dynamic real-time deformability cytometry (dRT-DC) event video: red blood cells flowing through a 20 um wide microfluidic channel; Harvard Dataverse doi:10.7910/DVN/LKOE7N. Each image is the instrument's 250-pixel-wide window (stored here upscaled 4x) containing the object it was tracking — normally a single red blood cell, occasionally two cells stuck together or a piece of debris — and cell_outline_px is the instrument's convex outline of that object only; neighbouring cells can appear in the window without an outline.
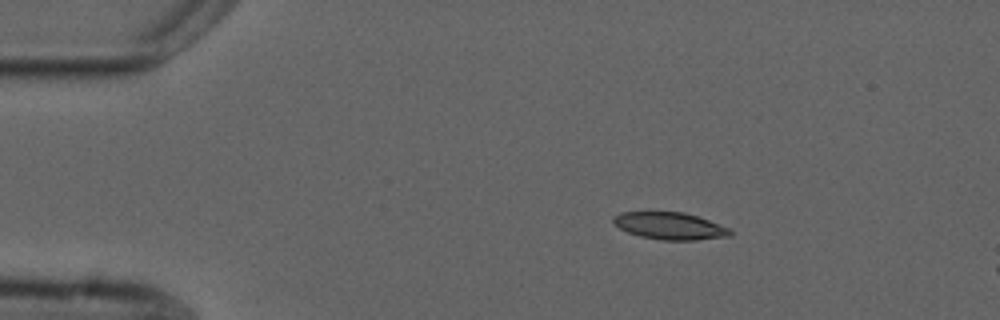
{"species": "common noctule bat (a hibernating species)", "species_latin": "Nyctalus noctula", "temperature_condition": "cold", "stored_images_in_passage": 3, "camera_frame_rate_fps": 3000, "um_per_image_px": 0.085, "animal": {"sex": "male", "forearm_length_mm": 52.5}, "frame": {"image": 1, "passage_image": 1, "time_ms": 0.0, "image_size_px": [1000, 320], "cell_outline_px": [[732, 236], [696, 240], [660, 240], [640, 236], [628, 232], [620, 228], [612, 220], [620, 212], [684, 212], [732, 228]], "centroid_in_image_um": [57.0, 19.21], "position_along_channel_um": 28.0, "area_um2": 18.44}}